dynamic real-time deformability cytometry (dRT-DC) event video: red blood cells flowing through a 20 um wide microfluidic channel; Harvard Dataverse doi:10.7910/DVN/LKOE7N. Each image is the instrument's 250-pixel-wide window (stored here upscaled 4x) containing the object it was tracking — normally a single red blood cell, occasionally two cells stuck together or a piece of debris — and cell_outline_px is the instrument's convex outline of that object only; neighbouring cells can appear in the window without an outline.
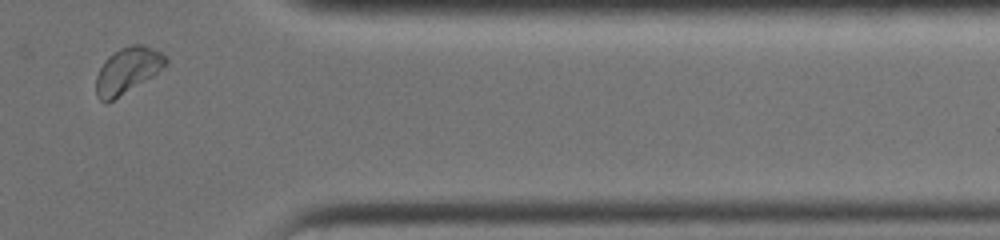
{"species": "common noctule bat (a hibernating species)", "species_latin": "Nyctalus noctula", "temperature_condition": "warm", "stored_images_in_passage": 13, "camera_frame_rate_fps": 3000, "um_per_image_px": 0.085, "animal": {"sex": "female", "body_mass_g": 19.0, "forearm_length_mm": 51.5}, "frame": {"image": 1, "passage_image": 12, "time_ms": 3.667, "image_size_px": [1000, 240], "cell_outline_px": [[168, 64], [152, 76], [108, 104], [104, 104], [96, 96], [96, 76], [104, 60], [108, 56], [120, 48], [132, 44], [144, 44], [168, 56]], "centroid_in_image_um": [10.83, 6.0], "position_along_channel_um": 400.6, "area_um2": 18.9}}